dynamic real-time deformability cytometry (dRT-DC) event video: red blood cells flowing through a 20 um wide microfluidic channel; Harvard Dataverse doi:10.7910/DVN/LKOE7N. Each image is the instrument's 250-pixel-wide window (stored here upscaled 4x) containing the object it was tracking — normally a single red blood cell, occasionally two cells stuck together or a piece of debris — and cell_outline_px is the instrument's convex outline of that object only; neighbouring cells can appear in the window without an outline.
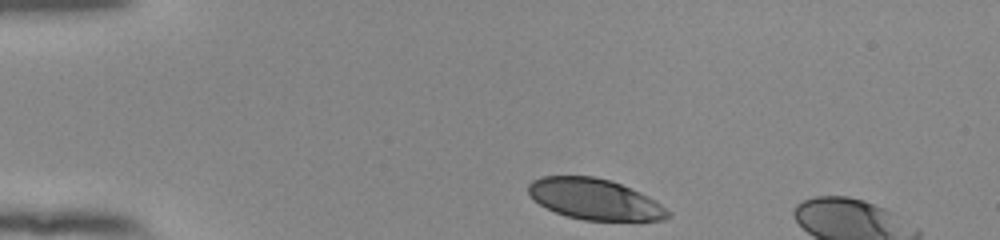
{"species": "human", "species_latin": "Homo sapiens", "temperature_condition": "room temperature", "stored_images_in_passage": 7, "camera_frame_rate_fps": 3000, "um_per_image_px": 0.085, "donor": {"sex": "female"}, "frame": {"image": 1, "passage_image": 1, "time_ms": 0.0, "image_size_px": [1000, 240], "cell_outline_px": [[672, 216], [664, 220], [584, 220], [568, 216], [556, 212], [540, 204], [528, 192], [528, 184], [532, 180], [540, 176], [592, 176], [612, 180], [640, 192], [648, 196], [672, 212]], "centroid_in_image_um": [50.58, 16.92], "position_along_channel_um": 34.4, "area_um2": 33.12}}